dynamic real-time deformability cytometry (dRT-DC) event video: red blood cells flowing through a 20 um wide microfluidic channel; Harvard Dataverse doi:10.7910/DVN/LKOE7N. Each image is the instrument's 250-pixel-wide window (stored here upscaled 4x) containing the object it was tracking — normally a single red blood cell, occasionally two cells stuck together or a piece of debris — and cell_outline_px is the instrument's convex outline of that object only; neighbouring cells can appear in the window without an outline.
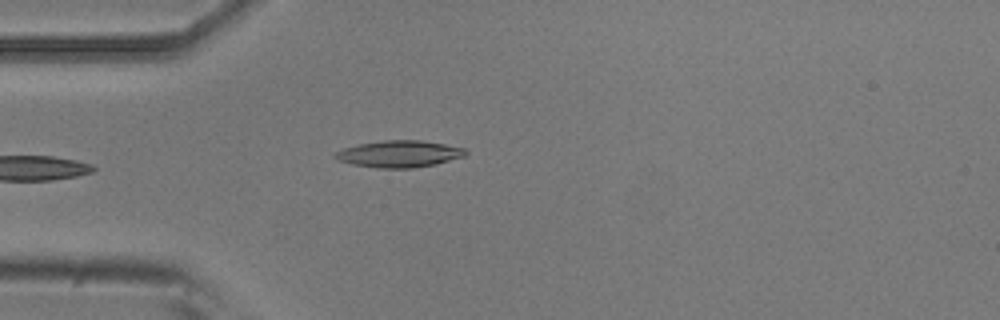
{"species": "common noctule bat (a hibernating species)", "species_latin": "Nyctalus noctula", "temperature_condition": "room temperature", "stored_images_in_passage": 5, "camera_frame_rate_fps": 3000, "um_per_image_px": 0.085, "animal": {"sex": "male", "body_mass_g": 20.5, "forearm_length_mm": 52.5}, "frame": {"image": 1, "passage_image": 5, "time_ms": 1.333, "image_size_px": [1000, 320], "cell_outline_px": [[468, 152], [464, 156], [436, 164], [412, 168], [376, 168], [352, 164], [340, 160], [332, 156], [336, 152], [344, 148], [360, 144], [384, 140], [420, 140], [444, 144], [464, 148]], "centroid_in_image_um": [33.94, 13.08], "position_along_channel_um": 51.1, "area_um2": 20.17}}